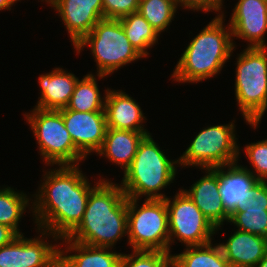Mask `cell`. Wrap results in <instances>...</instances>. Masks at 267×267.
Masks as SVG:
<instances>
[{"mask_svg": "<svg viewBox=\"0 0 267 267\" xmlns=\"http://www.w3.org/2000/svg\"><path fill=\"white\" fill-rule=\"evenodd\" d=\"M58 167L43 175V183L33 195L32 213L37 228L62 239L81 222L90 192L102 178L91 186L86 175L79 170V165Z\"/></svg>", "mask_w": 267, "mask_h": 267, "instance_id": "6da1fadb", "label": "cell"}, {"mask_svg": "<svg viewBox=\"0 0 267 267\" xmlns=\"http://www.w3.org/2000/svg\"><path fill=\"white\" fill-rule=\"evenodd\" d=\"M126 235L127 197L120 184L103 178L90 192L81 222L66 238L89 246L113 248Z\"/></svg>", "mask_w": 267, "mask_h": 267, "instance_id": "7a4b0ae2", "label": "cell"}, {"mask_svg": "<svg viewBox=\"0 0 267 267\" xmlns=\"http://www.w3.org/2000/svg\"><path fill=\"white\" fill-rule=\"evenodd\" d=\"M224 20V21H223ZM224 13L217 14L188 44L171 78L181 83H198L222 71L236 47ZM232 38V39H231Z\"/></svg>", "mask_w": 267, "mask_h": 267, "instance_id": "3957f363", "label": "cell"}, {"mask_svg": "<svg viewBox=\"0 0 267 267\" xmlns=\"http://www.w3.org/2000/svg\"><path fill=\"white\" fill-rule=\"evenodd\" d=\"M152 137L149 134L142 139L132 163L124 171L120 186L126 197L165 199L167 196L161 190L175 180L178 160L169 159Z\"/></svg>", "mask_w": 267, "mask_h": 267, "instance_id": "277c9868", "label": "cell"}, {"mask_svg": "<svg viewBox=\"0 0 267 267\" xmlns=\"http://www.w3.org/2000/svg\"><path fill=\"white\" fill-rule=\"evenodd\" d=\"M236 62L238 109L245 122L256 129L267 111V47H247Z\"/></svg>", "mask_w": 267, "mask_h": 267, "instance_id": "5b68a950", "label": "cell"}, {"mask_svg": "<svg viewBox=\"0 0 267 267\" xmlns=\"http://www.w3.org/2000/svg\"><path fill=\"white\" fill-rule=\"evenodd\" d=\"M89 46L98 78L112 75L126 64L144 58L127 39L119 19H101L73 48L79 54Z\"/></svg>", "mask_w": 267, "mask_h": 267, "instance_id": "8992f818", "label": "cell"}, {"mask_svg": "<svg viewBox=\"0 0 267 267\" xmlns=\"http://www.w3.org/2000/svg\"><path fill=\"white\" fill-rule=\"evenodd\" d=\"M127 197V241L131 250L169 252L168 209L165 199Z\"/></svg>", "mask_w": 267, "mask_h": 267, "instance_id": "52a82bcc", "label": "cell"}, {"mask_svg": "<svg viewBox=\"0 0 267 267\" xmlns=\"http://www.w3.org/2000/svg\"><path fill=\"white\" fill-rule=\"evenodd\" d=\"M23 115L31 126L46 165H80L79 162L86 159L76 149L59 110L34 107Z\"/></svg>", "mask_w": 267, "mask_h": 267, "instance_id": "ba28073f", "label": "cell"}, {"mask_svg": "<svg viewBox=\"0 0 267 267\" xmlns=\"http://www.w3.org/2000/svg\"><path fill=\"white\" fill-rule=\"evenodd\" d=\"M233 122L202 129L178 158V166L203 169L238 163L241 152Z\"/></svg>", "mask_w": 267, "mask_h": 267, "instance_id": "9c48e42d", "label": "cell"}, {"mask_svg": "<svg viewBox=\"0 0 267 267\" xmlns=\"http://www.w3.org/2000/svg\"><path fill=\"white\" fill-rule=\"evenodd\" d=\"M171 200L169 197L165 198L168 209L169 253L172 252L170 245L175 243L176 238L186 247L212 242L216 228L189 196L180 189L173 201Z\"/></svg>", "mask_w": 267, "mask_h": 267, "instance_id": "30bf717a", "label": "cell"}, {"mask_svg": "<svg viewBox=\"0 0 267 267\" xmlns=\"http://www.w3.org/2000/svg\"><path fill=\"white\" fill-rule=\"evenodd\" d=\"M37 230L41 235L35 238L18 235L9 244L0 247V267H59L61 241L56 245L59 240L56 235ZM47 236L53 237L56 243L53 245L45 241Z\"/></svg>", "mask_w": 267, "mask_h": 267, "instance_id": "8fae6325", "label": "cell"}, {"mask_svg": "<svg viewBox=\"0 0 267 267\" xmlns=\"http://www.w3.org/2000/svg\"><path fill=\"white\" fill-rule=\"evenodd\" d=\"M76 149L85 157L102 147L107 121L105 111L78 112L66 108L59 110Z\"/></svg>", "mask_w": 267, "mask_h": 267, "instance_id": "7c38bea8", "label": "cell"}, {"mask_svg": "<svg viewBox=\"0 0 267 267\" xmlns=\"http://www.w3.org/2000/svg\"><path fill=\"white\" fill-rule=\"evenodd\" d=\"M229 20L233 38L247 41V47H267V0H238Z\"/></svg>", "mask_w": 267, "mask_h": 267, "instance_id": "4fadbf2b", "label": "cell"}, {"mask_svg": "<svg viewBox=\"0 0 267 267\" xmlns=\"http://www.w3.org/2000/svg\"><path fill=\"white\" fill-rule=\"evenodd\" d=\"M75 46L103 19L102 0H58L53 6Z\"/></svg>", "mask_w": 267, "mask_h": 267, "instance_id": "5bb4252c", "label": "cell"}, {"mask_svg": "<svg viewBox=\"0 0 267 267\" xmlns=\"http://www.w3.org/2000/svg\"><path fill=\"white\" fill-rule=\"evenodd\" d=\"M203 170H206L205 176L193 183L190 189L182 190L213 224L216 228L215 232H217L225 221H229L230 214L224 208L219 193V167L203 168Z\"/></svg>", "mask_w": 267, "mask_h": 267, "instance_id": "9a60e30c", "label": "cell"}, {"mask_svg": "<svg viewBox=\"0 0 267 267\" xmlns=\"http://www.w3.org/2000/svg\"><path fill=\"white\" fill-rule=\"evenodd\" d=\"M229 223L240 231L267 239V181H258L250 196L230 214Z\"/></svg>", "mask_w": 267, "mask_h": 267, "instance_id": "2e32d148", "label": "cell"}, {"mask_svg": "<svg viewBox=\"0 0 267 267\" xmlns=\"http://www.w3.org/2000/svg\"><path fill=\"white\" fill-rule=\"evenodd\" d=\"M105 106L107 128L148 131L143 122L147 120L139 104L133 97L122 90H105Z\"/></svg>", "mask_w": 267, "mask_h": 267, "instance_id": "e0dca14e", "label": "cell"}, {"mask_svg": "<svg viewBox=\"0 0 267 267\" xmlns=\"http://www.w3.org/2000/svg\"><path fill=\"white\" fill-rule=\"evenodd\" d=\"M78 77L60 67L41 74L38 83L41 94L35 107L45 110H60L70 102Z\"/></svg>", "mask_w": 267, "mask_h": 267, "instance_id": "ac0fdd59", "label": "cell"}, {"mask_svg": "<svg viewBox=\"0 0 267 267\" xmlns=\"http://www.w3.org/2000/svg\"><path fill=\"white\" fill-rule=\"evenodd\" d=\"M226 243H219L230 267H255L267 253L265 237L236 230Z\"/></svg>", "mask_w": 267, "mask_h": 267, "instance_id": "d6986e66", "label": "cell"}, {"mask_svg": "<svg viewBox=\"0 0 267 267\" xmlns=\"http://www.w3.org/2000/svg\"><path fill=\"white\" fill-rule=\"evenodd\" d=\"M60 240L66 247L59 249V267H118L123 254L113 252V248L89 246L66 237ZM72 251L75 253L66 255Z\"/></svg>", "mask_w": 267, "mask_h": 267, "instance_id": "ffe728a7", "label": "cell"}, {"mask_svg": "<svg viewBox=\"0 0 267 267\" xmlns=\"http://www.w3.org/2000/svg\"><path fill=\"white\" fill-rule=\"evenodd\" d=\"M257 182L248 170L237 163L219 167V193L229 214L250 196L251 189Z\"/></svg>", "mask_w": 267, "mask_h": 267, "instance_id": "44dd1931", "label": "cell"}, {"mask_svg": "<svg viewBox=\"0 0 267 267\" xmlns=\"http://www.w3.org/2000/svg\"><path fill=\"white\" fill-rule=\"evenodd\" d=\"M149 134V131L107 128L102 147L97 155L108 158L110 162L119 165L125 171L132 163L139 143Z\"/></svg>", "mask_w": 267, "mask_h": 267, "instance_id": "7402d4cb", "label": "cell"}, {"mask_svg": "<svg viewBox=\"0 0 267 267\" xmlns=\"http://www.w3.org/2000/svg\"><path fill=\"white\" fill-rule=\"evenodd\" d=\"M171 267H230L219 244L210 242L186 247L183 253L171 255Z\"/></svg>", "mask_w": 267, "mask_h": 267, "instance_id": "603a6c76", "label": "cell"}, {"mask_svg": "<svg viewBox=\"0 0 267 267\" xmlns=\"http://www.w3.org/2000/svg\"><path fill=\"white\" fill-rule=\"evenodd\" d=\"M119 21L133 48L146 58L149 55L148 49L158 43L160 35L138 11L120 18Z\"/></svg>", "mask_w": 267, "mask_h": 267, "instance_id": "cb8c5ba5", "label": "cell"}, {"mask_svg": "<svg viewBox=\"0 0 267 267\" xmlns=\"http://www.w3.org/2000/svg\"><path fill=\"white\" fill-rule=\"evenodd\" d=\"M83 77L78 79L67 108L78 112L104 111L106 97L100 94L96 75L89 73Z\"/></svg>", "mask_w": 267, "mask_h": 267, "instance_id": "d4e9b609", "label": "cell"}, {"mask_svg": "<svg viewBox=\"0 0 267 267\" xmlns=\"http://www.w3.org/2000/svg\"><path fill=\"white\" fill-rule=\"evenodd\" d=\"M31 200L26 193L9 186L0 188V224L11 228L17 235H23L18 226L26 208L32 211V207H29Z\"/></svg>", "mask_w": 267, "mask_h": 267, "instance_id": "484cf974", "label": "cell"}, {"mask_svg": "<svg viewBox=\"0 0 267 267\" xmlns=\"http://www.w3.org/2000/svg\"><path fill=\"white\" fill-rule=\"evenodd\" d=\"M179 3L177 0H142L138 12L160 35L168 29Z\"/></svg>", "mask_w": 267, "mask_h": 267, "instance_id": "4316f807", "label": "cell"}, {"mask_svg": "<svg viewBox=\"0 0 267 267\" xmlns=\"http://www.w3.org/2000/svg\"><path fill=\"white\" fill-rule=\"evenodd\" d=\"M171 253L163 251L132 250L122 254L118 267H171Z\"/></svg>", "mask_w": 267, "mask_h": 267, "instance_id": "83f0119b", "label": "cell"}, {"mask_svg": "<svg viewBox=\"0 0 267 267\" xmlns=\"http://www.w3.org/2000/svg\"><path fill=\"white\" fill-rule=\"evenodd\" d=\"M245 154L252 169L241 165L248 170L258 181H267V139L245 146Z\"/></svg>", "mask_w": 267, "mask_h": 267, "instance_id": "f1b7e54d", "label": "cell"}, {"mask_svg": "<svg viewBox=\"0 0 267 267\" xmlns=\"http://www.w3.org/2000/svg\"><path fill=\"white\" fill-rule=\"evenodd\" d=\"M103 18L120 19L138 11L139 0H102Z\"/></svg>", "mask_w": 267, "mask_h": 267, "instance_id": "f546056e", "label": "cell"}, {"mask_svg": "<svg viewBox=\"0 0 267 267\" xmlns=\"http://www.w3.org/2000/svg\"><path fill=\"white\" fill-rule=\"evenodd\" d=\"M223 0H182V8L193 11L218 12L222 14ZM213 10V11H212ZM220 12V13H219Z\"/></svg>", "mask_w": 267, "mask_h": 267, "instance_id": "4dcf8cb0", "label": "cell"}, {"mask_svg": "<svg viewBox=\"0 0 267 267\" xmlns=\"http://www.w3.org/2000/svg\"><path fill=\"white\" fill-rule=\"evenodd\" d=\"M17 236L11 228L0 224V247L9 244Z\"/></svg>", "mask_w": 267, "mask_h": 267, "instance_id": "1f68e13d", "label": "cell"}, {"mask_svg": "<svg viewBox=\"0 0 267 267\" xmlns=\"http://www.w3.org/2000/svg\"><path fill=\"white\" fill-rule=\"evenodd\" d=\"M20 0H0V11L2 10H11V7L14 5L15 2Z\"/></svg>", "mask_w": 267, "mask_h": 267, "instance_id": "d6a6232c", "label": "cell"}, {"mask_svg": "<svg viewBox=\"0 0 267 267\" xmlns=\"http://www.w3.org/2000/svg\"><path fill=\"white\" fill-rule=\"evenodd\" d=\"M255 267H267V253L265 256L256 264Z\"/></svg>", "mask_w": 267, "mask_h": 267, "instance_id": "836d02e7", "label": "cell"}, {"mask_svg": "<svg viewBox=\"0 0 267 267\" xmlns=\"http://www.w3.org/2000/svg\"><path fill=\"white\" fill-rule=\"evenodd\" d=\"M45 1L47 4H50V6L52 7L58 0H42Z\"/></svg>", "mask_w": 267, "mask_h": 267, "instance_id": "e575fe53", "label": "cell"}, {"mask_svg": "<svg viewBox=\"0 0 267 267\" xmlns=\"http://www.w3.org/2000/svg\"><path fill=\"white\" fill-rule=\"evenodd\" d=\"M179 5L182 7V0H177Z\"/></svg>", "mask_w": 267, "mask_h": 267, "instance_id": "d590c367", "label": "cell"}]
</instances>
